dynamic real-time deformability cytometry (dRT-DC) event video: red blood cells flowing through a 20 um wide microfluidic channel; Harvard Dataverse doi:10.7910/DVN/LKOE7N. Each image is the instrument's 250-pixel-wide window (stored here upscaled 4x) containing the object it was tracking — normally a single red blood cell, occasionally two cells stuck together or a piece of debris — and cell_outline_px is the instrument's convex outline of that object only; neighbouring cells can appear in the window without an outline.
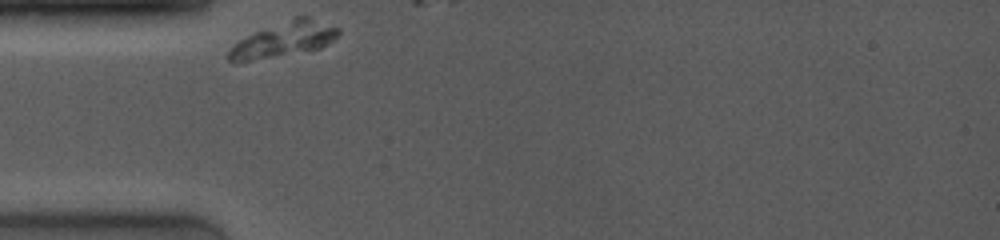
{"species": "common noctule bat (a hibernating species)", "species_latin": "Nyctalus noctula", "temperature_condition": "room temperature", "stored_images_in_passage": 3, "camera_frame_rate_fps": 4000, "um_per_image_px": 0.085, "animal": {"sex": "female", "body_mass_g": 19.0, "forearm_length_mm": 53.3}, "frame": {"image": 1, "passage_image": 1, "time_ms": 0.0, "image_size_px": [1000, 240], "cell_outline_px": [[340, 32], [332, 40], [320, 48], [248, 60], [228, 60], [228, 52], [240, 40], [256, 32], [296, 16], [308, 16], [340, 28]], "centroid_in_image_um": [24.21, 3.31], "position_along_channel_um": 60.8, "area_um2": 21.1}}